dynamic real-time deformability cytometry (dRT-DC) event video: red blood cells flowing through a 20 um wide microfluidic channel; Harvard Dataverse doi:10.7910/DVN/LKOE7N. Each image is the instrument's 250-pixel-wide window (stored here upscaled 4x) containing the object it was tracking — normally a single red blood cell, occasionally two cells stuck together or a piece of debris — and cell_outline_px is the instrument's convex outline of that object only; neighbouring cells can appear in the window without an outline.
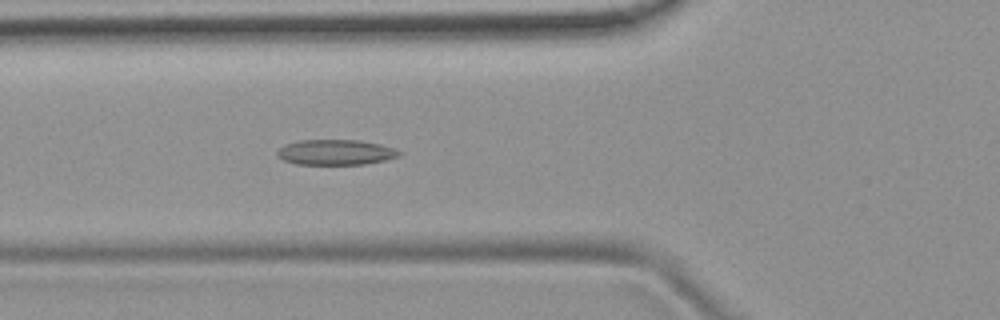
{"species": "common noctule bat (a hibernating species)", "species_latin": "Nyctalus noctula", "temperature_condition": "room temperature", "stored_images_in_passage": 53, "camera_frame_rate_fps": 3000, "um_per_image_px": 0.085, "animal": {"sex": "female", "body_mass_g": 19.9}, "frame": {"image": 1, "passage_image": 19, "time_ms": 6.0, "image_size_px": [1000, 320], "cell_outline_px": [[400, 156], [384, 160], [364, 164], [296, 164], [284, 160], [276, 156], [276, 152], [284, 144], [300, 140], [360, 140], [380, 144], [392, 148], [400, 152]], "centroid_in_image_um": [28.49, 12.94], "position_along_channel_um": 97.3, "area_um2": 17.92}}
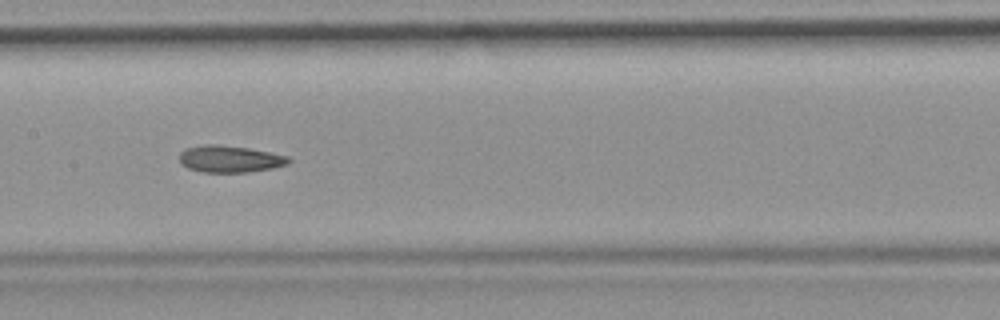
{"frame": {"image": 2, "passage_image": 26, "time_ms": 8.333, "image_size_px": [1000, 320], "cell_outline_px": [[292, 160], [288, 164], [272, 168], [248, 172], [204, 172], [188, 168], [180, 164], [180, 152], [188, 148], [204, 144], [216, 144], [248, 148], [288, 156]], "centroid_in_image_um": [19.54, 13.51], "position_along_channel_um": 187.9, "area_um2": 16.99}}
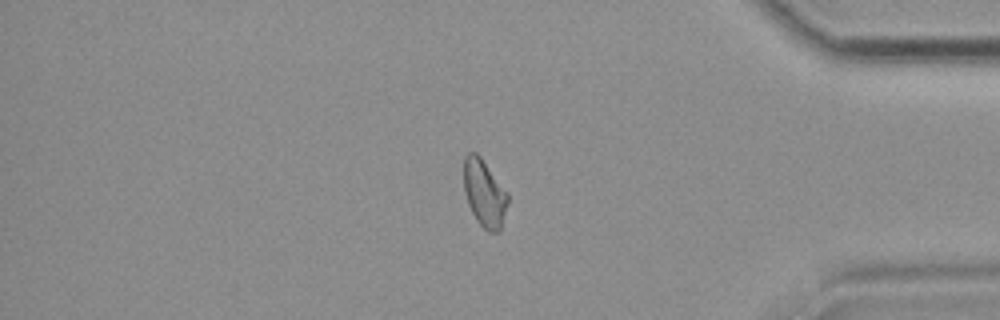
{"frame": {"image": 3, "passage_image": 44, "time_ms": 14.333, "image_size_px": [1000, 320], "cell_outline_px": [[508, 204], [500, 228], [496, 232], [488, 232], [476, 220], [468, 204], [464, 192], [464, 156], [468, 152], [476, 152], [480, 156], [508, 192]], "centroid_in_image_um": [41.16, 16.4], "position_along_channel_um": 394.0, "area_um2": 17.22}}